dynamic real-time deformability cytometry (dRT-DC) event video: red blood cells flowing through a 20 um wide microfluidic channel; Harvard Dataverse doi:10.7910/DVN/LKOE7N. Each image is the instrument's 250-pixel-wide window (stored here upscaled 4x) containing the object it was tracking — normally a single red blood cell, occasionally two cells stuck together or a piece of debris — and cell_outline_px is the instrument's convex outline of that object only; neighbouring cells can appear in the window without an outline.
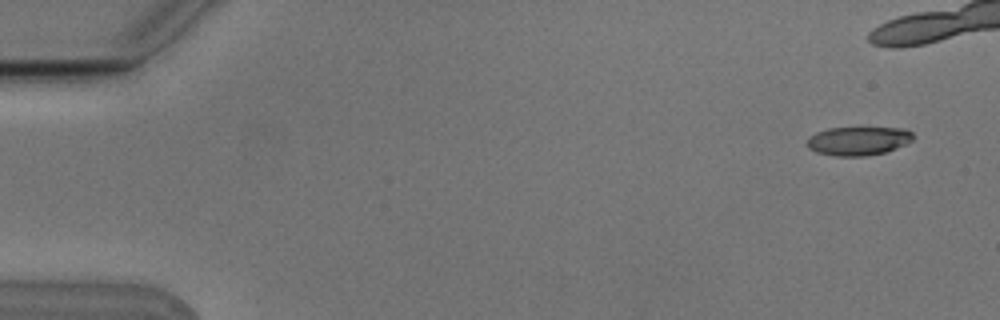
{"species": "Egyptian fruit bat (a non-hibernating species)", "species_latin": "Rousettus aegyptiacus", "temperature_condition": "cold", "stored_images_in_passage": 12, "camera_frame_rate_fps": 3000, "um_per_image_px": 0.085, "animal": {"sex": "male"}, "frame": {"image": 1, "passage_image": 1, "time_ms": 0.0, "image_size_px": [1000, 320], "cell_outline_px": [[912, 140], [896, 148], [884, 152], [864, 156], [836, 156], [816, 152], [808, 148], [808, 136], [816, 132], [828, 128], [904, 128], [912, 132]], "centroid_in_image_um": [72.92, 11.97], "position_along_channel_um": 12.1, "area_um2": 17.57}}
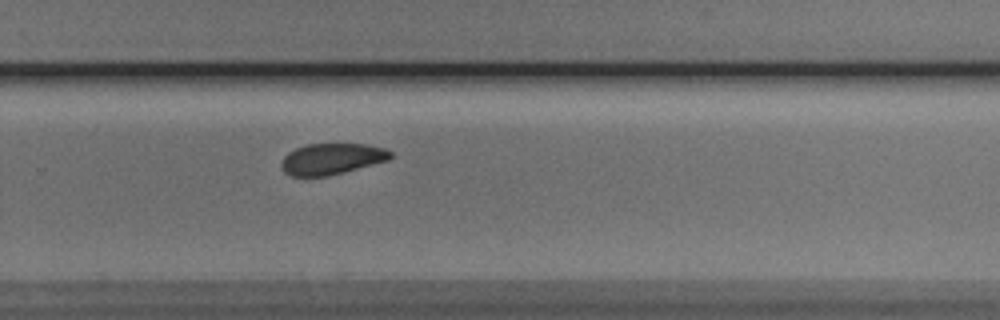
{"frame": {"image": 2, "passage_image": 12, "time_ms": 3.667, "image_size_px": [1000, 320], "cell_outline_px": [[392, 156], [388, 160], [328, 176], [292, 176], [284, 172], [280, 168], [280, 164], [284, 156], [288, 152], [296, 148], [308, 144], [368, 144], [384, 148], [392, 152]], "centroid_in_image_um": [28.17, 13.5], "position_along_channel_um": 301.6, "area_um2": 19.77}}